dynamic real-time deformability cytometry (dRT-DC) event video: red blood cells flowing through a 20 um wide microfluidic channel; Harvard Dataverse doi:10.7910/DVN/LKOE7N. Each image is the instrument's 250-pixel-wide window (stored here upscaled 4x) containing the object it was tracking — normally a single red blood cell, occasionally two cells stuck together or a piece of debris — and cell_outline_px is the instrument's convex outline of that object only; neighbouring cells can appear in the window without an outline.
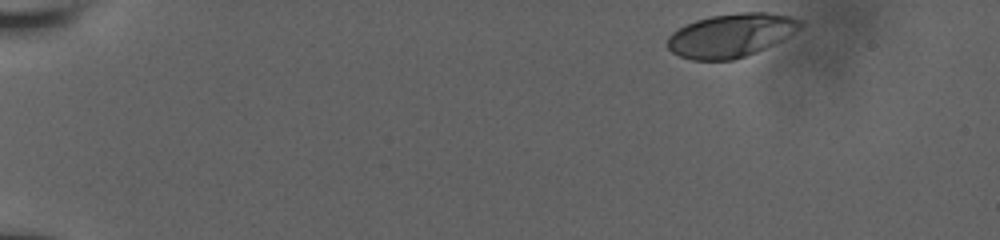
{"species": "human", "species_latin": "Homo sapiens", "temperature_condition": "room temperature", "stored_images_in_passage": 33, "camera_frame_rate_fps": 3000, "um_per_image_px": 0.085, "donor": {"sex": "male"}, "frame": {"image": 1, "passage_image": 1, "time_ms": 0.0, "image_size_px": [1000, 240], "cell_outline_px": [[804, 24], [788, 36], [756, 52], [732, 60], [692, 60], [680, 56], [672, 52], [668, 48], [668, 36], [672, 32], [696, 20], [712, 16], [736, 12], [768, 12], [792, 16], [804, 20]], "centroid_in_image_um": [62.15, 2.99], "position_along_channel_um": 22.8, "area_um2": 33.52}}
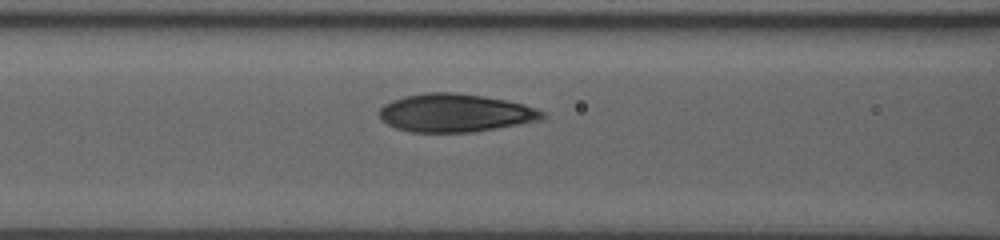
{"frame": {"image": 2, "passage_image": 27, "time_ms": 6.0, "image_size_px": [1000, 240], "cell_outline_px": [[544, 116], [540, 120], [496, 128], [472, 132], [412, 132], [396, 128], [388, 124], [380, 116], [380, 108], [384, 104], [392, 100], [404, 96], [424, 92], [456, 92], [484, 96], [524, 104], [536, 108], [544, 112]], "centroid_in_image_um": [38.68, 9.59], "position_along_channel_um": 127.9, "area_um2": 36.07}}
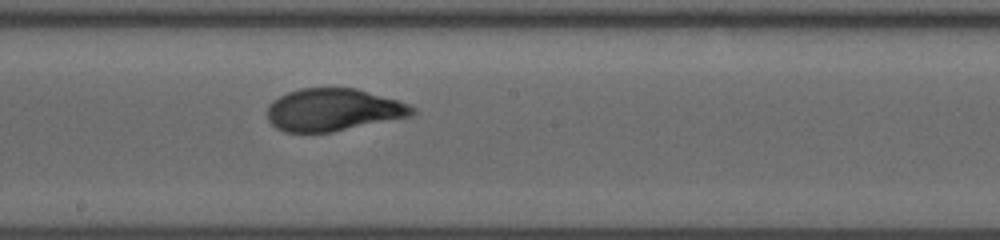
{"frame": {"image": 3, "passage_image": 33, "time_ms": 8.333, "image_size_px": [1000, 240], "cell_outline_px": [[416, 112], [412, 116], [332, 132], [284, 132], [276, 128], [268, 120], [268, 104], [272, 100], [288, 92], [300, 88], [356, 88], [396, 100], [408, 104], [416, 108]], "centroid_in_image_um": [28.32, 9.34], "position_along_channel_um": 219.9, "area_um2": 35.84}}